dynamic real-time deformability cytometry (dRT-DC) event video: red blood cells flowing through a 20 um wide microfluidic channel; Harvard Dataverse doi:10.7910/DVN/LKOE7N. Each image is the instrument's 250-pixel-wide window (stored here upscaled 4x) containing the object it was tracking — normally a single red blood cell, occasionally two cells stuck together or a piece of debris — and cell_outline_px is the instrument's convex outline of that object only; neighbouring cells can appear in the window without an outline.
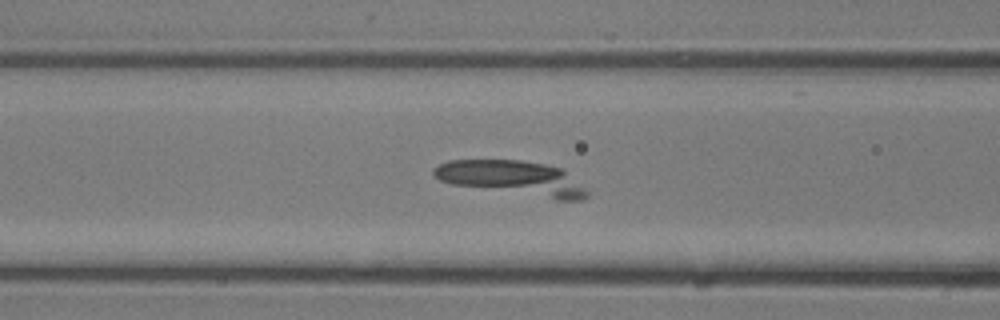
{"species": "common noctule bat (a hibernating species)", "species_latin": "Nyctalus noctula", "temperature_condition": "room temperature", "stored_images_in_passage": 35, "camera_frame_rate_fps": 3000, "um_per_image_px": 0.085, "animal": {"sex": "male", "body_mass_g": 13.3}, "frame": {"image": 1, "passage_image": 13, "time_ms": 4.0, "image_size_px": [1000, 320], "cell_outline_px": [[588, 196], [584, 200], [556, 200], [452, 184], [440, 180], [432, 176], [432, 168], [448, 160], [520, 160], [544, 164], [564, 168], [588, 192]], "centroid_in_image_um": [43.57, 15.14], "position_along_channel_um": 123.0, "area_um2": 31.04}}